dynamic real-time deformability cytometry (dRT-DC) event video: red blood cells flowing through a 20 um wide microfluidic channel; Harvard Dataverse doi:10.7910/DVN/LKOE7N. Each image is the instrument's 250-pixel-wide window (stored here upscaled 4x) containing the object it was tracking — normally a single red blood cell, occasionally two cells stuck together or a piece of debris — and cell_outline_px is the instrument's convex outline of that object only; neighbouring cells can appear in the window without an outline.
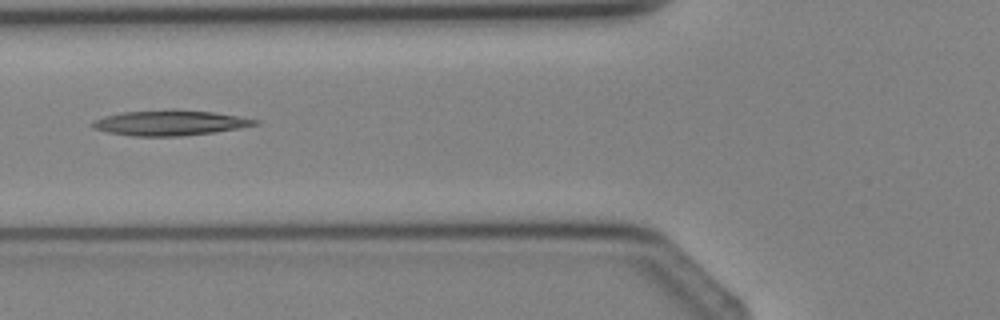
{"species": "Egyptian fruit bat (a non-hibernating species)", "species_latin": "Rousettus aegyptiacus", "temperature_condition": "cold", "stored_images_in_passage": 4, "camera_frame_rate_fps": 3000, "um_per_image_px": 0.085, "animal": {"sex": "female"}, "frame": {"image": 1, "passage_image": 4, "time_ms": 3.667, "image_size_px": [1000, 320], "cell_outline_px": [[260, 124], [240, 128], [216, 132], [180, 136], [132, 136], [108, 132], [92, 128], [92, 124], [96, 120], [104, 116], [124, 112], [212, 112], [260, 120]], "centroid_in_image_um": [14.48, 10.49], "position_along_channel_um": 111.3, "area_um2": 22.77}}